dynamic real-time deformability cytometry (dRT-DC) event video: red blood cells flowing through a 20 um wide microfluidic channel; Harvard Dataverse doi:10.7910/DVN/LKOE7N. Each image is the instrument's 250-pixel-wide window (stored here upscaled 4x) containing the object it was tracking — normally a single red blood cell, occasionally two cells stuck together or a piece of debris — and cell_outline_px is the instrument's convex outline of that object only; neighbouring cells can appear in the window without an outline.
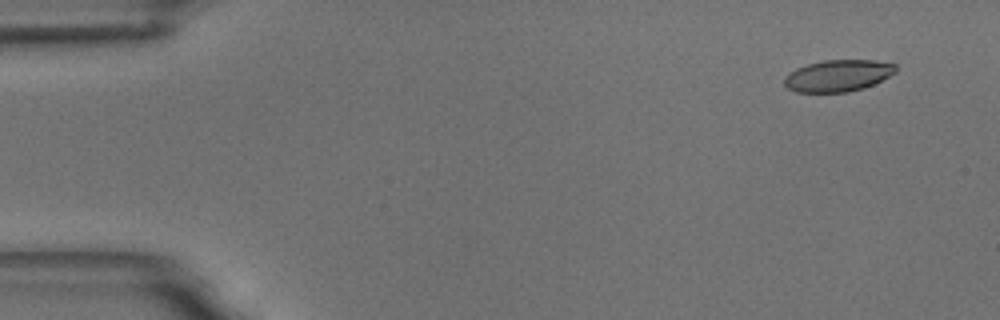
{"species": "common noctule bat (a hibernating species)", "species_latin": "Nyctalus noctula", "temperature_condition": "room temperature", "stored_images_in_passage": 54, "camera_frame_rate_fps": 3000, "um_per_image_px": 0.085, "animal": {"sex": "male", "body_mass_g": 18.8}, "frame": {"image": 1, "passage_image": 1, "time_ms": 0.0, "image_size_px": [1000, 320], "cell_outline_px": [[896, 72], [864, 88], [848, 92], [796, 92], [788, 88], [784, 84], [784, 76], [788, 72], [796, 68], [808, 64], [824, 60], [876, 60], [896, 64]], "centroid_in_image_um": [71.2, 6.43], "position_along_channel_um": 13.8, "area_um2": 20.58}}
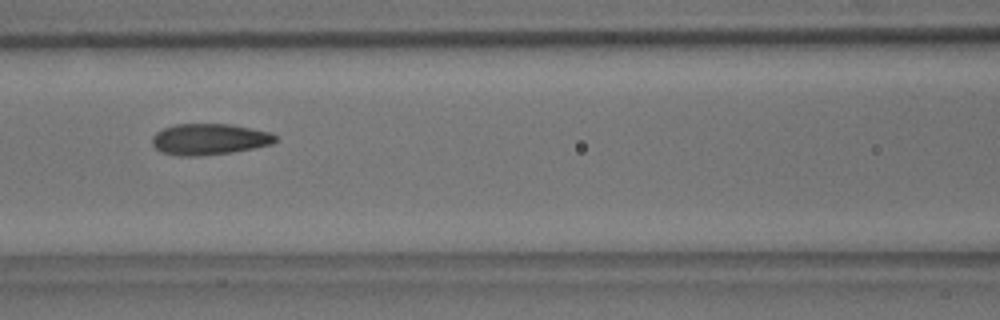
{"frame": {"image": 2, "passage_image": 22, "time_ms": 7.0, "image_size_px": [1000, 320], "cell_outline_px": [[276, 140], [272, 144], [232, 152], [196, 156], [180, 156], [160, 152], [152, 144], [152, 136], [156, 132], [164, 128], [176, 124], [232, 124], [272, 132], [276, 136]], "centroid_in_image_um": [17.78, 11.83], "position_along_channel_um": 148.8, "area_um2": 22.43}}
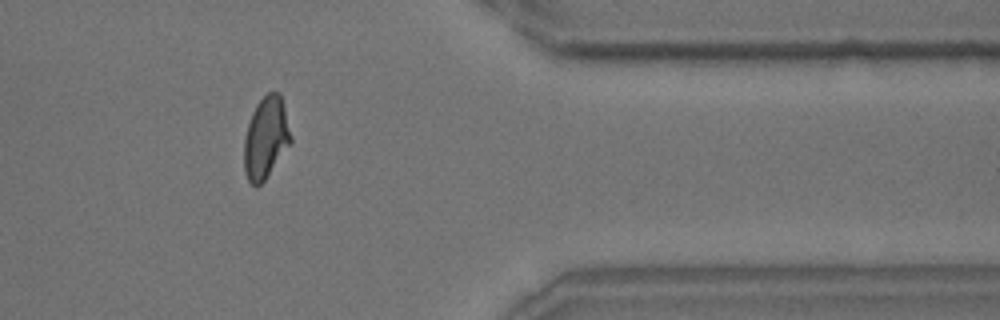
{"frame": {"image": 3, "passage_image": 44, "time_ms": 14.333, "image_size_px": [1000, 320], "cell_outline_px": [[292, 140], [264, 180], [256, 188], [248, 180], [244, 172], [244, 140], [248, 124], [252, 112], [256, 104], [268, 92], [280, 92], [292, 136]], "centroid_in_image_um": [22.59, 11.7], "position_along_channel_um": 388.8, "area_um2": 22.02}, "authors_computed_cell_mechanics": {"area_um2": 22.0507, "velocity_mm_per_s": 3.5338, "shape_relaxation_time_tau1_ms": 6.2296, "shape_relaxation_time_tau2_ms": 1.4928, "deformation_change_tau1": 0.185, "deformation_change_tau2": 0.081}}